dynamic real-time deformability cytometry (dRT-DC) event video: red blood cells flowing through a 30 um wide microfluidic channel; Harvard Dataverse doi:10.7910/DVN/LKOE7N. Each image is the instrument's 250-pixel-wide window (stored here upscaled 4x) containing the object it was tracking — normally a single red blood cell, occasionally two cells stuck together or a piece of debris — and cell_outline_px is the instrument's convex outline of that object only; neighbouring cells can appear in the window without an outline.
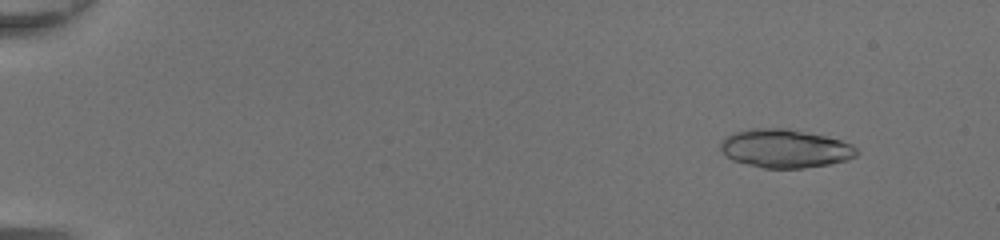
{"species": "common noctule bat (a hibernating species)", "species_latin": "Nyctalus noctula", "temperature_condition": "room temperature", "stored_images_in_passage": 49, "camera_frame_rate_fps": 3000, "um_per_image_px": 0.085, "animal": {"sex": "female", "body_mass_g": 20.0, "forearm_length_mm": 54.0}, "frame": {"image": 1, "passage_image": 6, "time_ms": 1.667, "image_size_px": [1000, 240], "cell_outline_px": [[860, 152], [856, 156], [848, 160], [828, 164], [804, 168], [764, 168], [732, 160], [720, 148], [720, 144], [732, 132], [748, 128], [788, 128], [824, 136], [840, 140], [852, 144]], "centroid_in_image_um": [66.75, 12.62], "position_along_channel_um": 18.2, "area_um2": 30.46}}
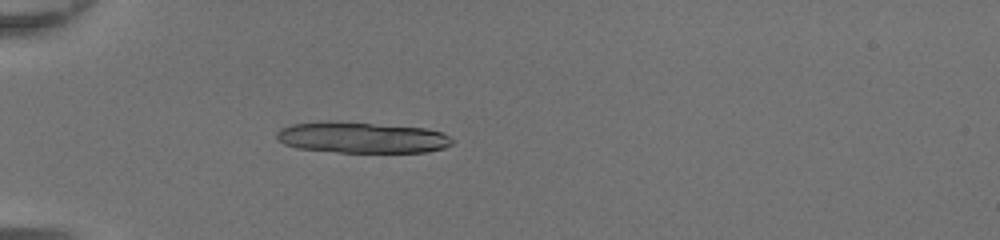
{"frame": {"image": 2, "passage_image": 17, "time_ms": 5.333, "image_size_px": [1000, 240], "cell_outline_px": [[456, 140], [452, 144], [444, 148], [424, 152], [340, 152], [296, 148], [284, 144], [276, 140], [276, 132], [280, 128], [292, 124], [328, 120], [424, 128], [444, 132]], "centroid_in_image_um": [30.74, 11.68], "position_along_channel_um": 54.3, "area_um2": 32.02}}
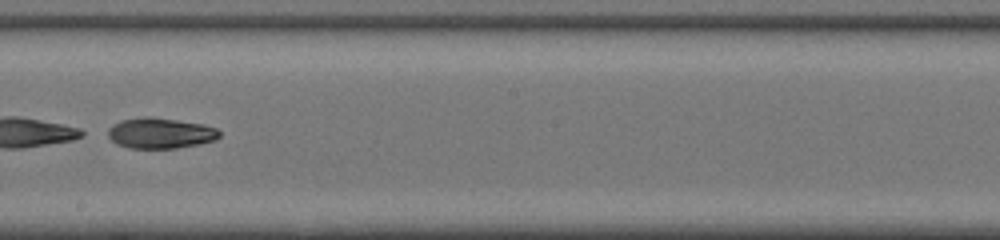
{"frame": {"image": 3, "passage_image": 31, "time_ms": 10.0, "image_size_px": [1000, 240], "cell_outline_px": [[220, 136], [216, 140], [200, 144], [176, 148], [128, 148], [116, 144], [108, 136], [108, 128], [112, 124], [120, 120], [144, 116], [152, 116], [204, 124], [216, 128], [220, 132]], "centroid_in_image_um": [13.62, 11.31], "position_along_channel_um": 234.6, "area_um2": 20.17}}